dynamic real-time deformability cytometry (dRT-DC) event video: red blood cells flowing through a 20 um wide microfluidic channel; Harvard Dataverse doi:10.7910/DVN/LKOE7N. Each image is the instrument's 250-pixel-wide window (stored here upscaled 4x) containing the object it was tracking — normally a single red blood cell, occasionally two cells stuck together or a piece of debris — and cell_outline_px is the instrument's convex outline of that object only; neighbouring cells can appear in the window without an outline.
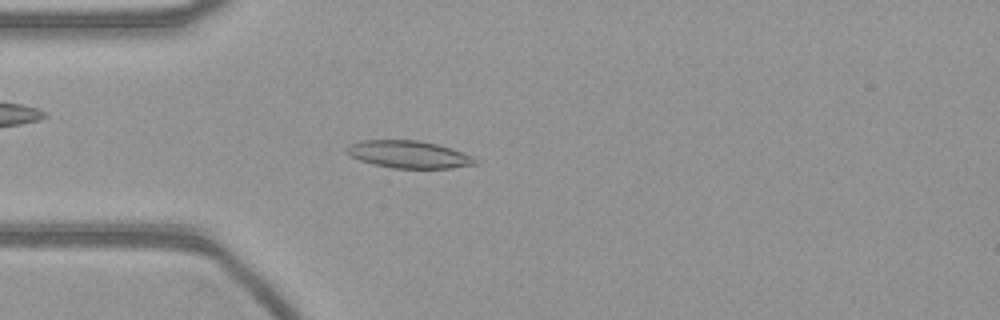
{"species": "common noctule bat (a hibernating species)", "species_latin": "Nyctalus noctula", "temperature_condition": "warm", "stored_images_in_passage": 54, "camera_frame_rate_fps": 3000, "um_per_image_px": 0.085, "animal": {"sex": "female", "body_mass_g": 21.9}, "frame": {"image": 1, "passage_image": 14, "time_ms": 4.333, "image_size_px": [1000, 320], "cell_outline_px": [[476, 164], [452, 168], [392, 168], [372, 164], [360, 160], [344, 152], [344, 148], [348, 144], [360, 140], [420, 140], [452, 148], [472, 156], [476, 160]], "centroid_in_image_um": [34.69, 13.12], "position_along_channel_um": 50.3, "area_um2": 20.63}}
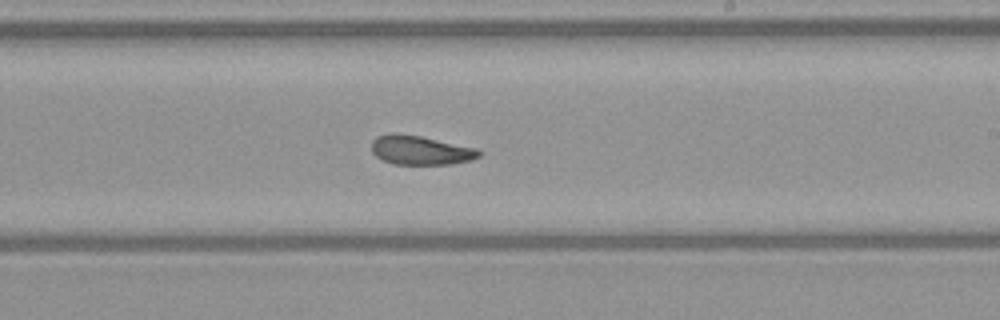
{"frame": {"image": 2, "passage_image": 31, "time_ms": 10.0, "image_size_px": [1000, 320], "cell_outline_px": [[484, 152], [480, 156], [472, 160], [452, 164], [392, 164], [376, 156], [372, 152], [372, 140], [376, 136], [392, 132], [396, 132], [420, 136], [476, 148]], "centroid_in_image_um": [35.74, 12.76], "position_along_channel_um": 253.3, "area_um2": 18.38}}
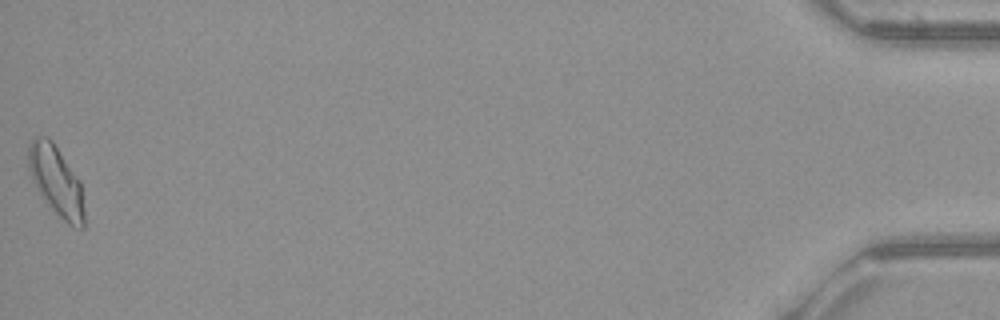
{"frame": {"image": 3, "passage_image": 54, "time_ms": 17.667, "image_size_px": [1000, 320], "cell_outline_px": [[84, 228], [72, 228], [52, 208], [40, 192], [32, 180], [28, 168], [28, 144], [36, 136], [48, 136], [52, 140], [80, 180], [84, 212]], "centroid_in_image_um": [4.78, 15.35], "position_along_channel_um": 430.4, "area_um2": 22.48}}